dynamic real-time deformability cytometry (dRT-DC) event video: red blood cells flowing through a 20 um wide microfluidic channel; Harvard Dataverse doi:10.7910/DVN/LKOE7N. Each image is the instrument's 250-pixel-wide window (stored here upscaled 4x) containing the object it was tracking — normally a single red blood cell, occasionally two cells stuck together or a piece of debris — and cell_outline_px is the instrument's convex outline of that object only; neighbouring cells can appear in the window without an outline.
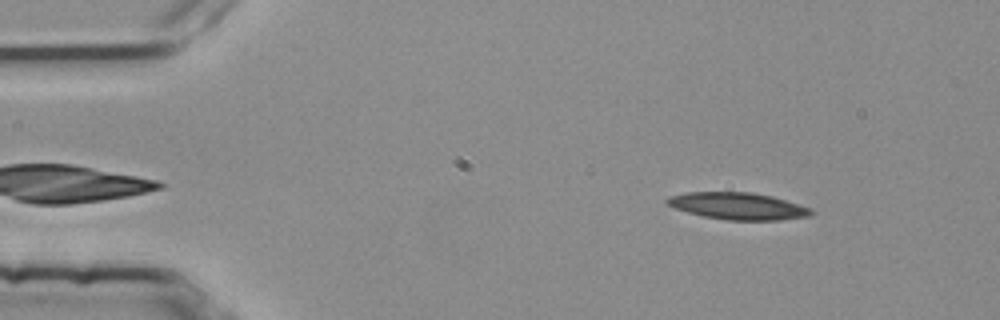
{"species": "common noctule bat (a hibernating species)", "species_latin": "Nyctalus noctula", "temperature_condition": "room temperature", "stored_images_in_passage": 4, "camera_frame_rate_fps": 3000, "um_per_image_px": 0.085, "animal": {"sex": "female", "body_mass_g": 25.1}, "frame": {"image": 1, "passage_image": 1, "time_ms": 0.0, "image_size_px": [1000, 320], "cell_outline_px": [[816, 212], [812, 216], [780, 220], [728, 220], [704, 216], [672, 208], [664, 204], [664, 200], [668, 196], [688, 192], [752, 192], [772, 196], [808, 208]], "centroid_in_image_um": [62.67, 17.51], "position_along_channel_um": 22.3, "area_um2": 22.72}}
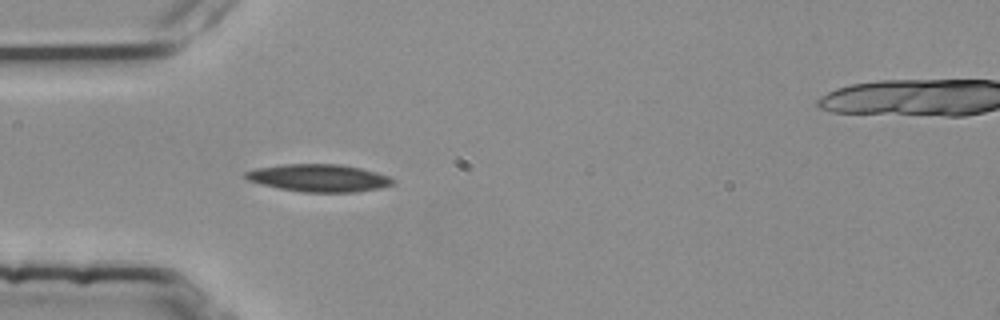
{"frame": {"image": 2, "passage_image": 3, "time_ms": 0.667, "image_size_px": [1000, 320], "cell_outline_px": [[396, 184], [384, 188], [356, 192], [304, 192], [280, 188], [248, 180], [244, 176], [244, 172], [256, 168], [284, 164], [340, 164], [360, 168], [376, 172], [388, 176], [396, 180]], "centroid_in_image_um": [27.18, 15.13], "position_along_channel_um": 57.8, "area_um2": 23.64}}